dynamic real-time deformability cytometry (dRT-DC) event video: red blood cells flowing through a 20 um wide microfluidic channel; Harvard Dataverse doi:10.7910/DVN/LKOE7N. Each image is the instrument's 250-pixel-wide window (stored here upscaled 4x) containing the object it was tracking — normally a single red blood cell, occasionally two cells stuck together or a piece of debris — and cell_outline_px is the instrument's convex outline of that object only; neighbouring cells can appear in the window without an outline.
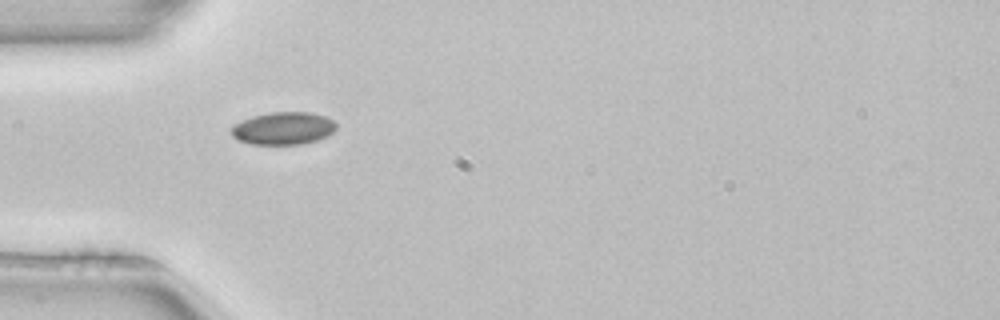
{"species": "common noctule bat (a hibernating species)", "species_latin": "Nyctalus noctula", "temperature_condition": "room temperature", "stored_images_in_passage": 36, "camera_frame_rate_fps": 3000, "um_per_image_px": 0.085, "animal": {"sex": "female", "body_mass_g": 22.7, "forearm_length_mm": 54.2}, "frame": {"image": 1, "passage_image": 1, "time_ms": 0.0, "image_size_px": [1000, 320], "cell_outline_px": [[336, 128], [328, 136], [316, 140], [300, 144], [252, 144], [236, 140], [232, 136], [232, 128], [236, 124], [252, 116], [272, 112], [312, 112], [324, 116], [332, 120], [336, 124]], "centroid_in_image_um": [24.09, 10.91], "position_along_channel_um": 60.9, "area_um2": 19.77}}
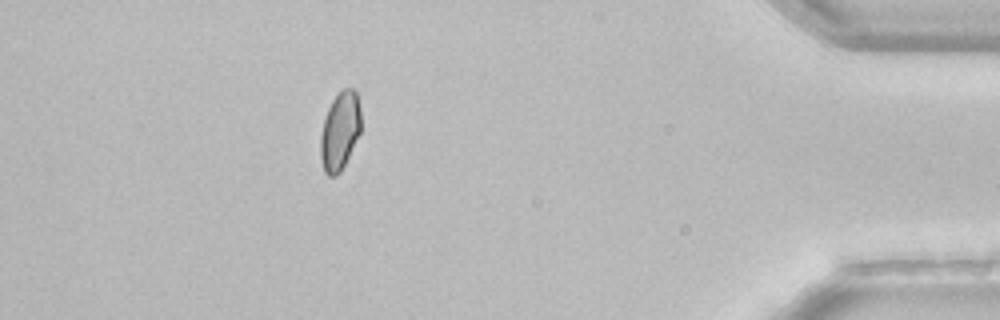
{"frame": {"image": 2, "passage_image": 31, "time_ms": 10.0, "image_size_px": [1000, 320], "cell_outline_px": [[360, 132], [340, 172], [336, 176], [328, 176], [324, 172], [320, 156], [320, 136], [324, 116], [332, 100], [344, 88], [352, 88], [356, 92], [360, 108]], "centroid_in_image_um": [28.86, 11.14], "position_along_channel_um": 406.3, "area_um2": 18.32}, "authors_computed_cell_mechanics": {"area_um2": 19.1318, "velocity_mm_per_s": 3.9886, "shape_relaxation_time_tau1_ms": 3.3309, "shape_relaxation_time_tau2_ms": null, "deformation_change_tau1": 0.0503, "deformation_change_tau2": null}}